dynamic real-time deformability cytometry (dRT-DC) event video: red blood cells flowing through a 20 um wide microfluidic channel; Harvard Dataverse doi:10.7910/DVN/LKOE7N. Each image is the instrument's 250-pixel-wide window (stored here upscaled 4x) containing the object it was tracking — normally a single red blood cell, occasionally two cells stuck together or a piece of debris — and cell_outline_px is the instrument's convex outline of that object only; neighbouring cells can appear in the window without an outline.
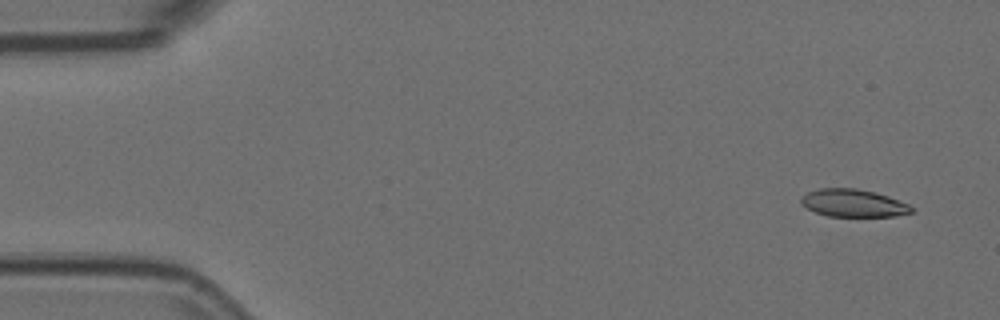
{"species": "Egyptian fruit bat (a non-hibernating species)", "species_latin": "Rousettus aegyptiacus", "temperature_condition": "room temperature", "stored_images_in_passage": 5, "camera_frame_rate_fps": 3000, "um_per_image_px": 0.085, "animal": {"sex": "female"}, "frame": {"image": 1, "passage_image": 1, "time_ms": 0.0, "image_size_px": [1000, 320], "cell_outline_px": [[912, 212], [896, 216], [828, 216], [816, 212], [800, 204], [800, 200], [808, 192], [820, 188], [856, 188], [876, 192], [888, 196], [908, 204], [912, 208]], "centroid_in_image_um": [72.53, 17.26], "position_along_channel_um": 12.5, "area_um2": 17.63}}
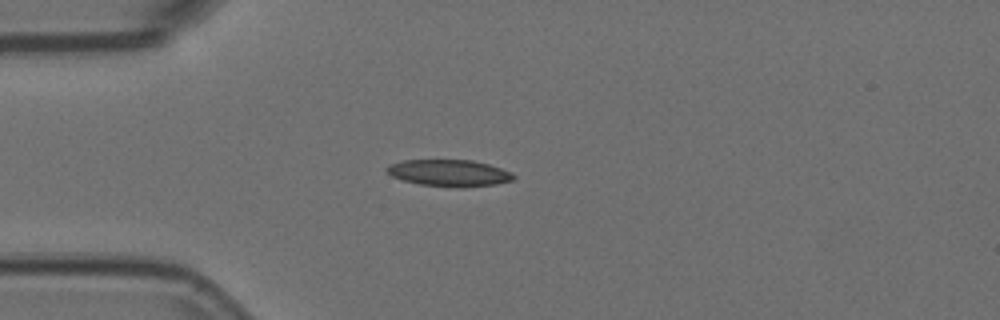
{"frame": {"image": 2, "passage_image": 4, "time_ms": 1.0, "image_size_px": [1000, 320], "cell_outline_px": [[516, 176], [512, 180], [496, 184], [460, 188], [456, 188], [420, 184], [404, 180], [392, 176], [384, 172], [384, 168], [388, 164], [404, 160], [472, 160], [488, 164], [512, 172]], "centroid_in_image_um": [38.15, 14.7], "position_along_channel_um": 46.9, "area_um2": 19.88}}